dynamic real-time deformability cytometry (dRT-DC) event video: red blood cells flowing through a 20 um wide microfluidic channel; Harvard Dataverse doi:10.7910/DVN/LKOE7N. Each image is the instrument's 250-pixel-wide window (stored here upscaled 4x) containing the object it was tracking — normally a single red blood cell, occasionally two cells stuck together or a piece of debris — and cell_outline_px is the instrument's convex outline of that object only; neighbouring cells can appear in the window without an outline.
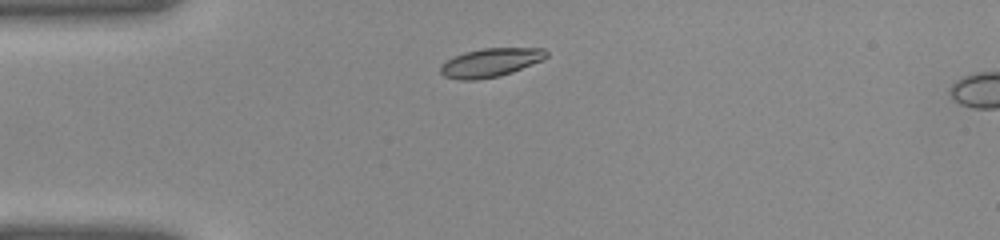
{"species": "common noctule bat (a hibernating species)", "species_latin": "Nyctalus noctula", "temperature_condition": "warm", "stored_images_in_passage": 3, "camera_frame_rate_fps": 3000, "um_per_image_px": 0.085, "animal": {"sex": "female", "body_mass_g": 22.0, "forearm_length_mm": 56.7}, "frame": {"image": 1, "passage_image": 1, "time_ms": 0.0, "image_size_px": [1000, 240], "cell_outline_px": [[548, 56], [544, 60], [512, 72], [500, 76], [476, 80], [460, 80], [444, 76], [440, 72], [440, 68], [452, 56], [464, 52], [484, 48], [544, 48], [548, 52]], "centroid_in_image_um": [41.73, 5.31], "position_along_channel_um": 43.3, "area_um2": 17.74}}